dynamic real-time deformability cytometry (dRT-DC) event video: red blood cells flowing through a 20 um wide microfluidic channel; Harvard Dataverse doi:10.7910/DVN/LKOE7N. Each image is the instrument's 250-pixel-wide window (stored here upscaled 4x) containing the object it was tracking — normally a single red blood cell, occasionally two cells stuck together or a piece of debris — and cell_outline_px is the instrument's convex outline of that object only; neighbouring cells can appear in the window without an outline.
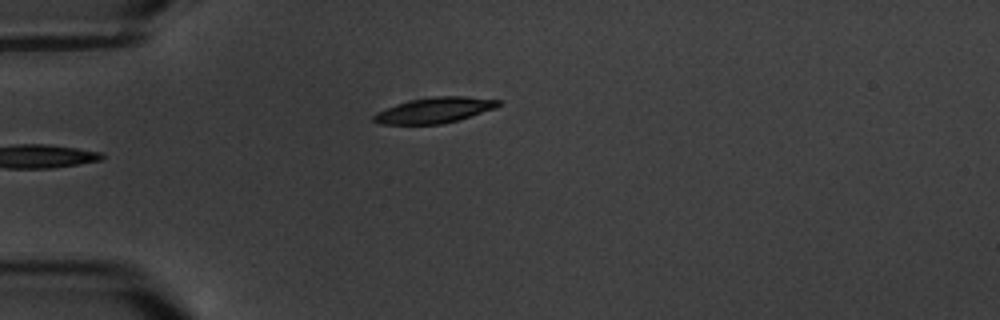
{"species": "common noctule bat (a hibernating species)", "species_latin": "Nyctalus noctula", "temperature_condition": "warm", "stored_images_in_passage": 7, "camera_frame_rate_fps": 3000, "um_per_image_px": 0.085, "animal": {"sex": "male", "body_mass_g": 20.1, "forearm_length_mm": 53.5}, "frame": {"image": 1, "passage_image": 7, "time_ms": 7.0, "image_size_px": [1000, 320], "cell_outline_px": [[500, 104], [496, 108], [456, 120], [440, 124], [380, 124], [372, 120], [372, 116], [376, 112], [396, 104], [412, 100], [436, 96], [464, 96], [500, 100]], "centroid_in_image_um": [36.9, 9.37], "position_along_channel_um": 48.1, "area_um2": 18.32}}